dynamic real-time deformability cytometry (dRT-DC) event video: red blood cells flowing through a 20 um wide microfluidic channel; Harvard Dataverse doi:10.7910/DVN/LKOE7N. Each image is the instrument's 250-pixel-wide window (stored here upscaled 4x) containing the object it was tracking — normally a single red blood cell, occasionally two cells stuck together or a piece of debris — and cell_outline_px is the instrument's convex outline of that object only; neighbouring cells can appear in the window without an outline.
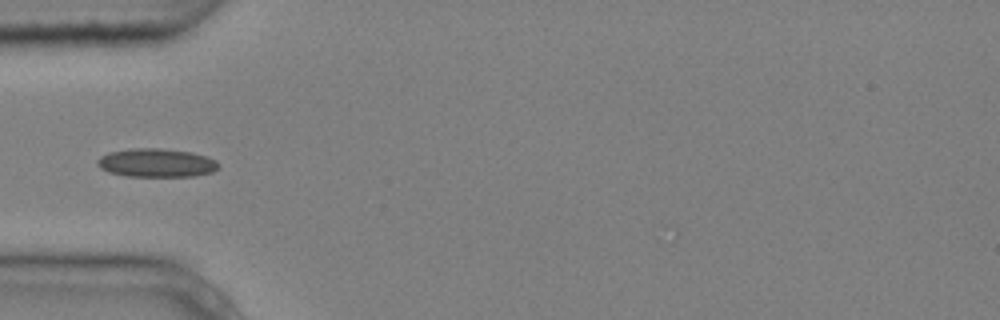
{"species": "common noctule bat (a hibernating species)", "species_latin": "Nyctalus noctula", "temperature_condition": "cold", "stored_images_in_passage": 7, "camera_frame_rate_fps": 3000, "um_per_image_px": 0.085, "animal": {"sex": "male", "body_mass_g": 20.4}, "frame": {"image": 1, "passage_image": 4, "time_ms": 1.0, "image_size_px": [1000, 320], "cell_outline_px": [[220, 168], [212, 172], [196, 176], [128, 176], [108, 172], [100, 168], [96, 164], [96, 160], [100, 156], [108, 152], [132, 148], [160, 148], [192, 152], [216, 160], [220, 164]], "centroid_in_image_um": [13.29, 13.84], "position_along_channel_um": 71.7, "area_um2": 20.35}}
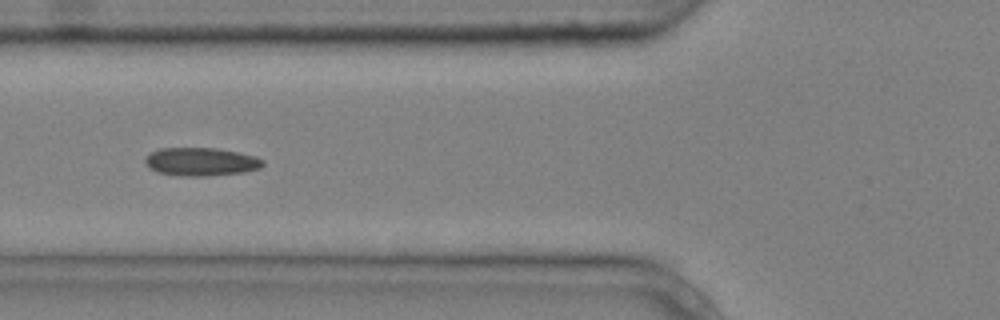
{"frame": {"image": 2, "passage_image": 5, "time_ms": 1.333, "image_size_px": [1000, 320], "cell_outline_px": [[264, 164], [260, 168], [244, 172], [208, 176], [180, 176], [156, 172], [148, 168], [144, 164], [144, 160], [152, 152], [160, 148], [216, 148], [240, 152], [256, 156], [264, 160]], "centroid_in_image_um": [17.09, 13.75], "position_along_channel_um": 108.7, "area_um2": 19.59}}